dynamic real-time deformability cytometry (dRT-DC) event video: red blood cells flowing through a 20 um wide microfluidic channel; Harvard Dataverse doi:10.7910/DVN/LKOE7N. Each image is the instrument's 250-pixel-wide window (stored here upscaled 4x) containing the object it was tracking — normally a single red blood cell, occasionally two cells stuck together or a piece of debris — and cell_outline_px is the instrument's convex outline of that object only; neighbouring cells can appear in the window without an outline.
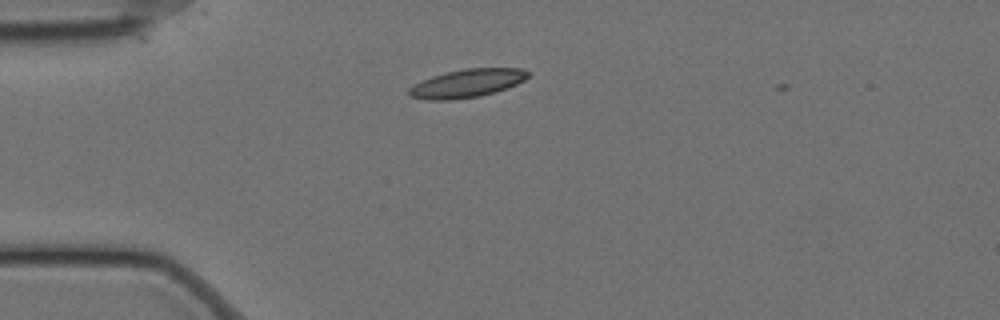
{"species": "Egyptian fruit bat (a non-hibernating species)", "species_latin": "Rousettus aegyptiacus", "temperature_condition": "cold", "stored_images_in_passage": 39, "camera_frame_rate_fps": 3000, "um_per_image_px": 0.085, "animal": {"sex": "female"}, "frame": {"image": 1, "passage_image": 1, "time_ms": 0.0, "image_size_px": [1000, 320], "cell_outline_px": [[532, 72], [524, 80], [508, 88], [496, 92], [480, 96], [448, 100], [428, 100], [408, 96], [408, 88], [412, 84], [432, 76], [464, 68], [524, 68]], "centroid_in_image_um": [39.7, 7.08], "position_along_channel_um": 45.3, "area_um2": 19.83}}
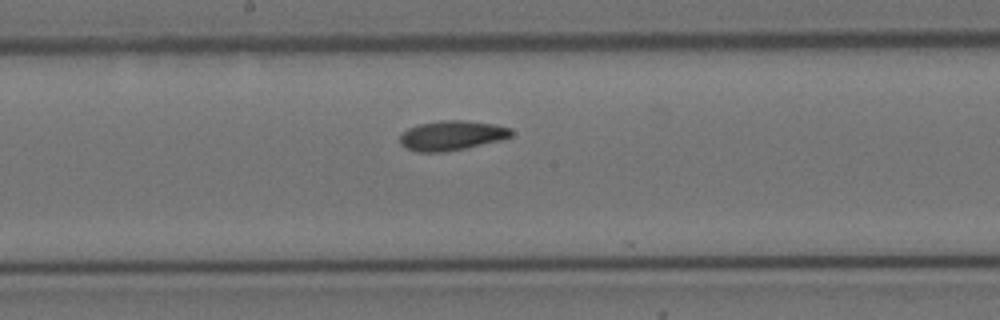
{"frame": {"image": 2, "passage_image": 17, "time_ms": 5.333, "image_size_px": [1000, 320], "cell_outline_px": [[512, 136], [500, 140], [464, 148], [440, 152], [416, 152], [400, 144], [400, 136], [408, 128], [420, 124], [440, 120], [464, 120], [492, 124], [512, 128]], "centroid_in_image_um": [38.39, 11.51], "position_along_channel_um": 209.8, "area_um2": 19.02}}
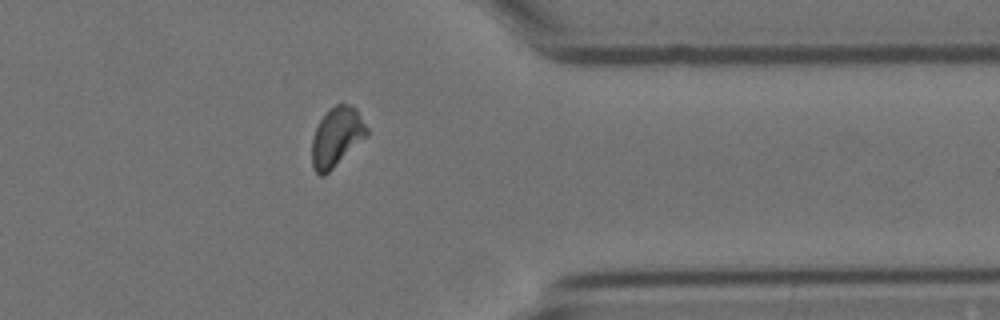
{"frame": {"image": 3, "passage_image": 33, "time_ms": 10.667, "image_size_px": [1000, 320], "cell_outline_px": [[368, 136], [324, 176], [320, 176], [312, 168], [312, 140], [316, 128], [320, 120], [336, 104], [348, 104], [356, 108], [368, 128]], "centroid_in_image_um": [28.63, 11.66], "position_along_channel_um": 382.8, "area_um2": 18.84}}